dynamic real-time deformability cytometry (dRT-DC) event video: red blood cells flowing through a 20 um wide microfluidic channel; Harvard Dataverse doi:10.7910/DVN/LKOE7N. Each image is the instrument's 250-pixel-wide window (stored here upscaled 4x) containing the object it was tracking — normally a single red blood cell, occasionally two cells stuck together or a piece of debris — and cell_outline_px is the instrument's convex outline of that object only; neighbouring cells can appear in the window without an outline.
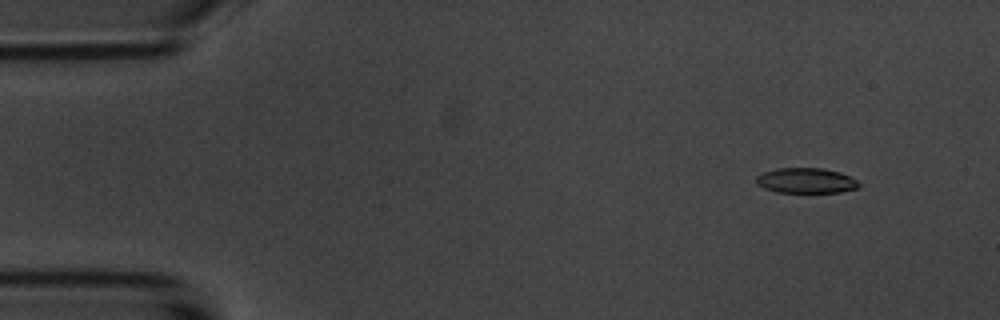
{"species": "common noctule bat (a hibernating species)", "species_latin": "Nyctalus noctula", "temperature_condition": "room temperature", "stored_images_in_passage": 4, "camera_frame_rate_fps": 3000, "um_per_image_px": 0.085, "animal": {"sex": "male", "body_mass_g": 20.1, "forearm_length_mm": 53.5}, "frame": {"image": 1, "passage_image": 1, "time_ms": 0.0, "image_size_px": [1000, 320], "cell_outline_px": [[860, 188], [840, 192], [776, 192], [764, 188], [756, 184], [756, 176], [764, 172], [776, 168], [824, 168], [840, 172], [856, 180], [860, 184]], "centroid_in_image_um": [68.51, 15.35], "position_along_channel_um": 16.5, "area_um2": 15.14}}
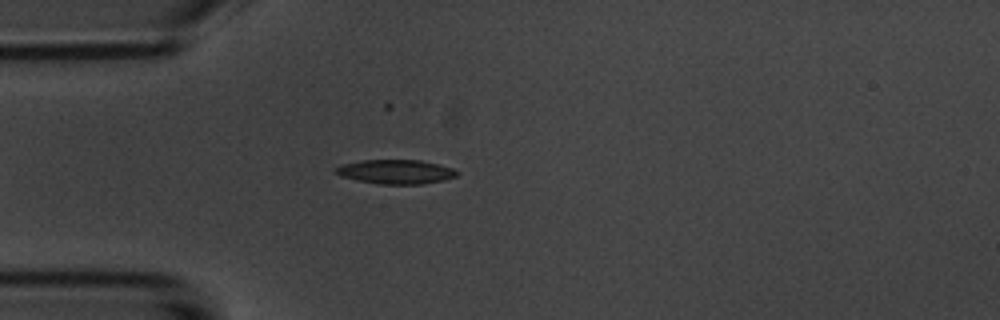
{"frame": {"image": 2, "passage_image": 4, "time_ms": 3.333, "image_size_px": [1000, 320], "cell_outline_px": [[460, 172], [456, 176], [444, 180], [424, 184], [380, 184], [356, 180], [340, 176], [336, 172], [336, 168], [340, 164], [364, 160], [420, 160], [440, 164], [452, 168]], "centroid_in_image_um": [33.67, 14.6], "position_along_channel_um": 51.3, "area_um2": 17.17}}